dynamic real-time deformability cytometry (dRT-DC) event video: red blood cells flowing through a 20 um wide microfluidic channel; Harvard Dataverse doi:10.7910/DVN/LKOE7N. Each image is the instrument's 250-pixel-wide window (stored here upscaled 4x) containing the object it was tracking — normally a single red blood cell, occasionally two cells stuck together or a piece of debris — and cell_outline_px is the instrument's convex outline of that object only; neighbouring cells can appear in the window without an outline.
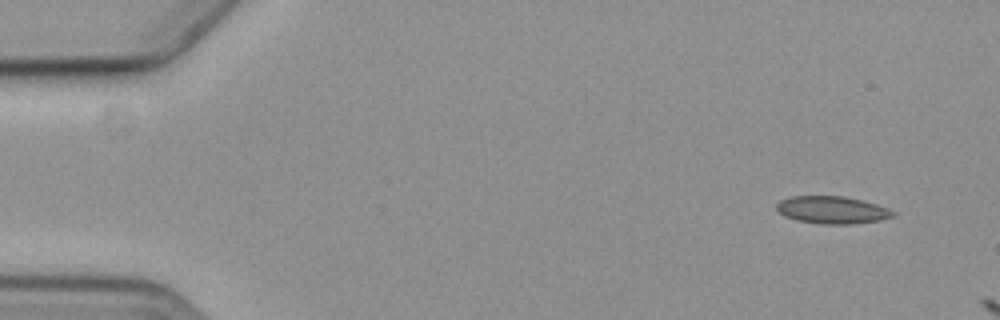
{"species": "common noctule bat (a hibernating species)", "species_latin": "Nyctalus noctula", "temperature_condition": "cold", "stored_images_in_passage": 4, "camera_frame_rate_fps": 3000, "um_per_image_px": 0.085, "animal": {"sex": "female", "body_mass_g": 19.3, "forearm_length_mm": 54.1}, "frame": {"image": 1, "passage_image": 1, "time_ms": 0.0, "image_size_px": [1000, 320], "cell_outline_px": [[896, 216], [880, 220], [852, 224], [824, 224], [796, 220], [784, 216], [776, 208], [776, 204], [780, 200], [792, 196], [844, 196], [864, 200], [888, 208], [896, 212]], "centroid_in_image_um": [70.76, 17.84], "position_along_channel_um": 14.2, "area_um2": 18.73}}